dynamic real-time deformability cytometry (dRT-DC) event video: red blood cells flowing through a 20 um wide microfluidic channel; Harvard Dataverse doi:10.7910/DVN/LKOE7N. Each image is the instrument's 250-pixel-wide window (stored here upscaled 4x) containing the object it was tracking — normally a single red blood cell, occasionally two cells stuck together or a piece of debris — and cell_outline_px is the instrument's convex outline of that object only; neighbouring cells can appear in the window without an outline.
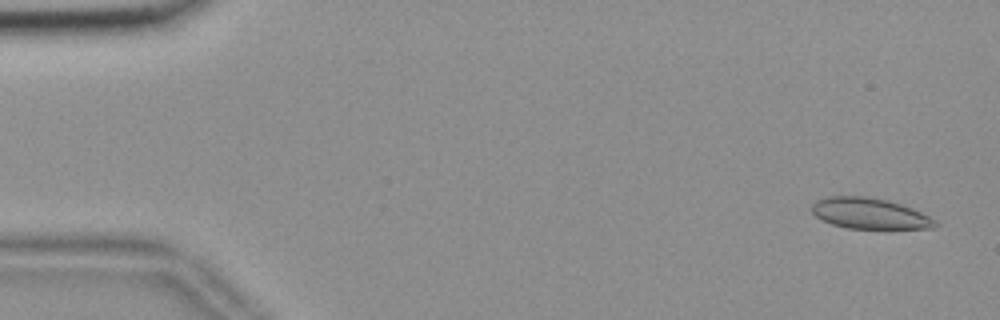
{"species": "common noctule bat (a hibernating species)", "species_latin": "Nyctalus noctula", "temperature_condition": "room temperature", "stored_images_in_passage": 56, "camera_frame_rate_fps": 3000, "um_per_image_px": 0.085, "animal": {"sex": "female", "body_mass_g": 18.4}, "frame": {"image": 1, "passage_image": 3, "time_ms": 0.667, "image_size_px": [1000, 320], "cell_outline_px": [[940, 224], [932, 228], [848, 228], [832, 224], [820, 220], [812, 212], [812, 204], [816, 200], [828, 196], [864, 196], [888, 200], [912, 208], [928, 216]], "centroid_in_image_um": [73.88, 18.14], "position_along_channel_um": 11.1, "area_um2": 22.02}}
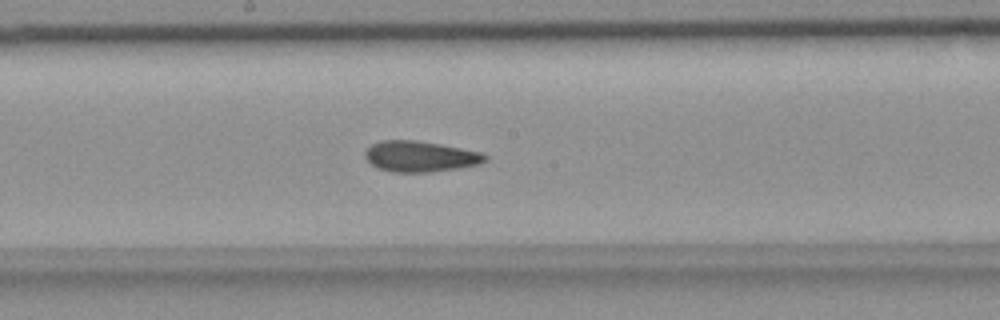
{"frame": {"image": 2, "passage_image": 30, "time_ms": 9.667, "image_size_px": [1000, 320], "cell_outline_px": [[488, 160], [480, 164], [460, 168], [428, 172], [392, 172], [380, 168], [372, 164], [364, 156], [364, 152], [372, 144], [380, 140], [416, 140], [440, 144], [484, 152], [488, 156]], "centroid_in_image_um": [35.77, 13.29], "position_along_channel_um": 212.4, "area_um2": 21.68}}
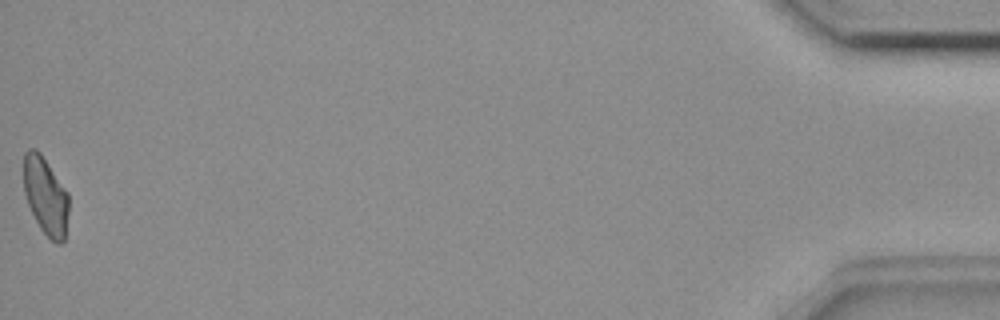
{"frame": {"image": 3, "passage_image": 56, "time_ms": 18.333, "image_size_px": [1000, 320], "cell_outline_px": [[68, 212], [64, 240], [60, 244], [56, 244], [40, 228], [28, 204], [24, 192], [24, 152], [28, 148], [36, 148], [40, 152], [68, 192]], "centroid_in_image_um": [3.87, 16.63], "position_along_channel_um": 431.3, "area_um2": 20.29}, "authors_computed_cell_mechanics": {"area_um2": 21.6172, "velocity_mm_per_s": 3.6719, "shape_relaxation_time_tau1_ms": null, "shape_relaxation_time_tau2_ms": 2.8878, "deformation_change_tau1": null, "deformation_change_tau2": 0.0831}}